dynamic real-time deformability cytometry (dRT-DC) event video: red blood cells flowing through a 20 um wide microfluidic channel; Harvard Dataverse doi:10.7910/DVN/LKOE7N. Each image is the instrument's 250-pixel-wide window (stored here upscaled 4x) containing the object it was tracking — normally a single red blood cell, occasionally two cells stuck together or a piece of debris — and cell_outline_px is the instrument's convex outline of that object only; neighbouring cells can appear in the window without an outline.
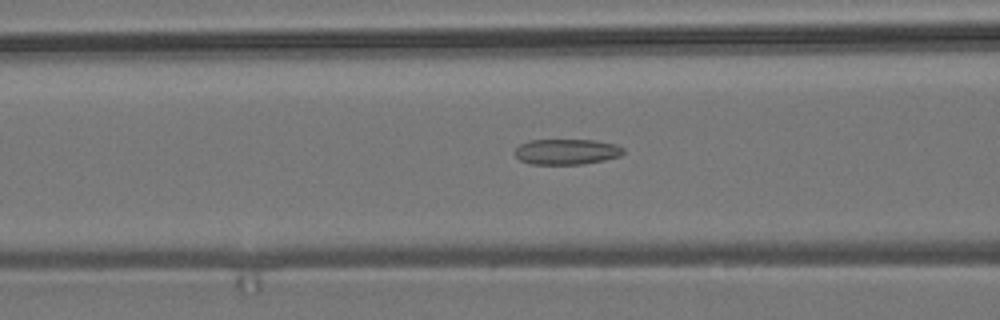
{"species": "common noctule bat (a hibernating species)", "species_latin": "Nyctalus noctula", "temperature_condition": "room temperature", "stored_images_in_passage": 43, "camera_frame_rate_fps": 3000, "um_per_image_px": 0.085, "animal": {"sex": "male", "body_mass_g": 19.2, "forearm_length_mm": 51.8}, "frame": {"image": 1, "passage_image": 9, "time_ms": 2.667, "image_size_px": [1000, 320], "cell_outline_px": [[624, 152], [620, 156], [604, 160], [584, 164], [532, 164], [520, 160], [512, 152], [520, 144], [528, 140], [596, 140], [616, 144], [624, 148]], "centroid_in_image_um": [48.16, 12.89], "position_along_channel_um": 118.4, "area_um2": 16.3}}
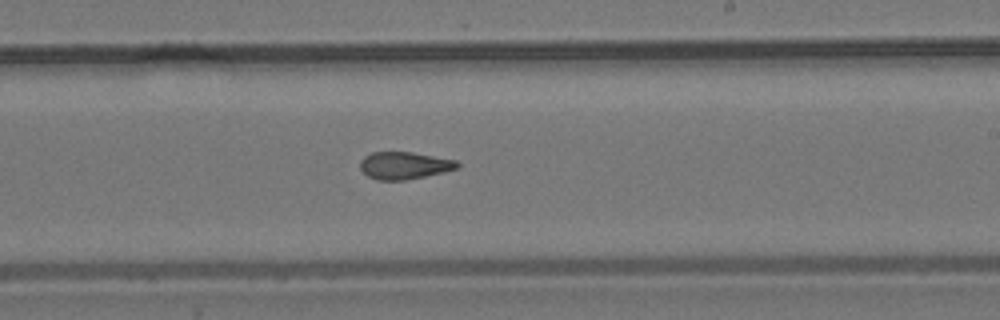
{"frame": {"image": 2, "passage_image": 20, "time_ms": 6.333, "image_size_px": [1000, 320], "cell_outline_px": [[460, 164], [456, 168], [444, 172], [404, 180], [376, 180], [368, 176], [360, 168], [360, 160], [364, 156], [372, 152], [412, 152], [456, 160]], "centroid_in_image_um": [34.34, 14.06], "position_along_channel_um": 254.7, "area_um2": 15.37}}
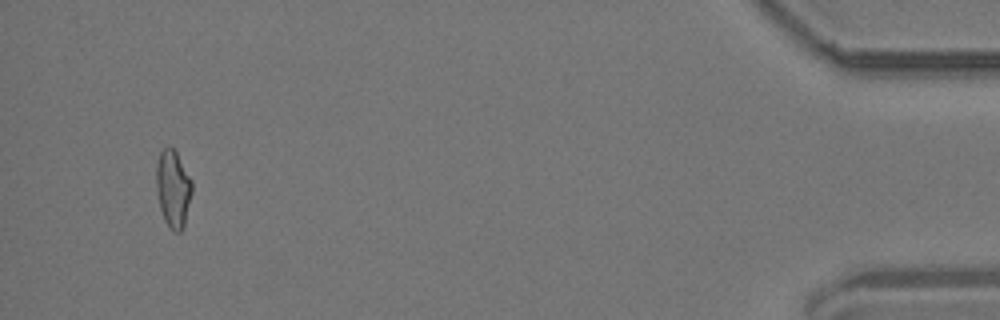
{"frame": {"image": 3, "passage_image": 40, "time_ms": 13.0, "image_size_px": [1000, 320], "cell_outline_px": [[192, 192], [184, 224], [180, 232], [172, 232], [164, 220], [160, 208], [156, 192], [156, 164], [160, 152], [168, 144], [176, 152], [192, 180]], "centroid_in_image_um": [14.69, 16.03], "position_along_channel_um": 420.5, "area_um2": 16.18}, "authors_computed_cell_mechanics": {"area_um2": 16.184, "velocity_mm_per_s": 3.7107, "shape_relaxation_time_tau1_ms": null, "shape_relaxation_time_tau2_ms": 2.6969, "deformation_change_tau1": null, "deformation_change_tau2": 0.0997}}